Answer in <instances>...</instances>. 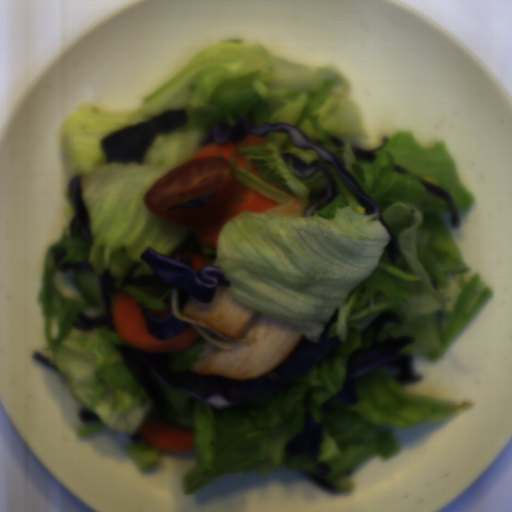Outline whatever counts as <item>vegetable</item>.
<instances>
[{"label": "vegetable", "mask_w": 512, "mask_h": 512, "mask_svg": "<svg viewBox=\"0 0 512 512\" xmlns=\"http://www.w3.org/2000/svg\"><path fill=\"white\" fill-rule=\"evenodd\" d=\"M349 79L331 65H307L285 60L253 42L223 39L201 49L173 77L156 86L132 108L80 103L62 124V143L71 163L72 179L80 185L88 212L91 243L70 238L76 215L69 189L67 222L43 260L39 295L47 344L39 351L65 379L80 407L101 420L85 421L78 438L103 427L128 435L122 453L142 471L160 461L161 449L144 442L138 428L152 416L169 424L192 428L195 466L181 480L183 494H193L209 482L235 473L267 475L277 469L312 471L305 454L287 455L286 444L301 431L310 392V411L322 427L317 462L328 463L325 476L339 492L353 491L352 475L367 459H392L399 446L393 434L440 421L470 408L466 400L416 397L407 394L389 371L375 367L356 379L359 400L354 404L322 405L343 388L350 353L362 344L361 324L384 311L402 322L385 326L377 335L408 336L415 343L400 351L414 357L439 359L472 319L493 298V286L470 269L443 215L452 211L446 199L427 190L421 180L449 193L458 217L474 198L461 184L455 159L445 143L423 147L411 130L386 134L379 147L369 144V131L352 98ZM187 109L188 123L178 131L157 135L144 164L106 165L102 140L107 135L154 118L165 110ZM250 125L286 122L310 139H321L379 205L383 220L397 239L399 253L390 263V236L378 214L364 207L344 185L333 167L312 149L294 147L285 132H269L266 146L237 147L247 153V169L231 159L235 180L277 201L262 213L242 212L221 230L217 248L200 244L190 226L165 223L145 205L146 190L163 174L189 162L208 126L217 118ZM345 146L336 147L330 136ZM356 145L376 150L373 163L357 159ZM294 152L305 163L318 160L333 173L338 194L333 202L308 217H276L292 197L310 205V191L326 181L320 172L300 178L280 153ZM264 178L291 191L290 196L249 174V162ZM408 173H395L392 164ZM306 207V208H307ZM157 252L190 265L188 254L205 256L219 266L233 298L269 316L294 324L316 342L336 308L339 319L328 337L340 344L314 367L278 390L251 402L216 408L190 394L159 384L171 405L161 415L126 366L114 344H125L107 327L77 330L79 312H104L98 282L105 268L117 279L118 291L135 295L151 310L170 299L175 316L201 335L185 352H176L174 371L189 370L207 342L233 349L238 342L202 323L183 317L177 288L122 287L132 263H141L134 278L153 271L140 260L143 250ZM66 256L54 265L56 253ZM89 260L93 270L59 272L64 263Z\"/></svg>", "instance_id": "vegetable-1"}]
</instances>
